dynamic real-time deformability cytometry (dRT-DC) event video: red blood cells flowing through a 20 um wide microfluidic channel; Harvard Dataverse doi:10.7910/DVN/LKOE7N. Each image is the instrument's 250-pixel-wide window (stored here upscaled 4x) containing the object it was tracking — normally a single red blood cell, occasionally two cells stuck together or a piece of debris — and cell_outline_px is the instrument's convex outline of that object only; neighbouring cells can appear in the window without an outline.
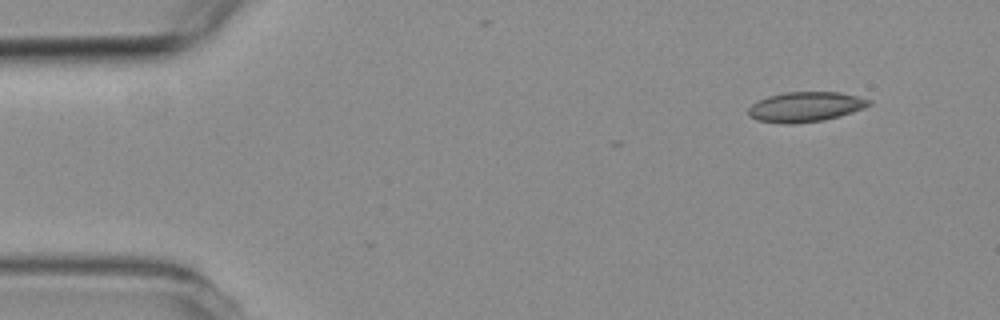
{"species": "common noctule bat (a hibernating species)", "species_latin": "Nyctalus noctula", "temperature_condition": "room temperature", "stored_images_in_passage": 4, "camera_frame_rate_fps": 3000, "um_per_image_px": 0.085, "animal": {"sex": "female", "body_mass_g": 19.3, "forearm_length_mm": 54.1}, "frame": {"image": 1, "passage_image": 1, "time_ms": 0.0, "image_size_px": [1000, 320], "cell_outline_px": [[872, 104], [864, 108], [852, 112], [824, 120], [792, 124], [784, 124], [756, 120], [748, 116], [748, 108], [756, 100], [768, 96], [784, 92], [840, 92], [872, 100]], "centroid_in_image_um": [68.43, 9.08], "position_along_channel_um": 16.6, "area_um2": 21.21}}
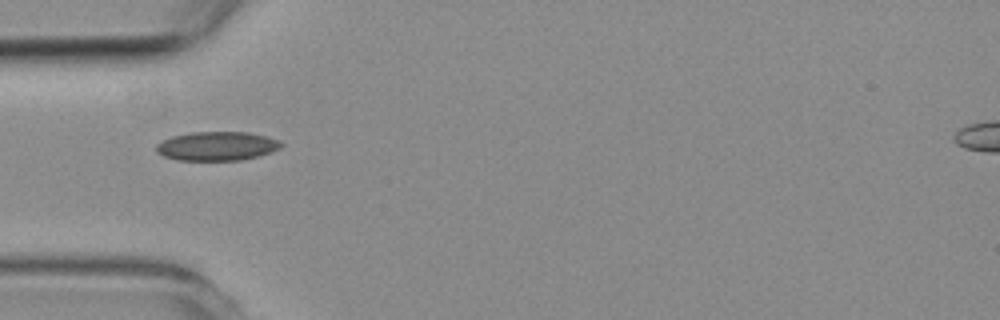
{"frame": {"image": 2, "passage_image": 4, "time_ms": 3.667, "image_size_px": [1000, 320], "cell_outline_px": [[284, 144], [280, 148], [272, 152], [260, 156], [240, 160], [176, 160], [164, 156], [156, 152], [156, 144], [172, 136], [192, 132], [248, 132], [280, 140]], "centroid_in_image_um": [18.46, 12.42], "position_along_channel_um": 66.5, "area_um2": 21.15}}